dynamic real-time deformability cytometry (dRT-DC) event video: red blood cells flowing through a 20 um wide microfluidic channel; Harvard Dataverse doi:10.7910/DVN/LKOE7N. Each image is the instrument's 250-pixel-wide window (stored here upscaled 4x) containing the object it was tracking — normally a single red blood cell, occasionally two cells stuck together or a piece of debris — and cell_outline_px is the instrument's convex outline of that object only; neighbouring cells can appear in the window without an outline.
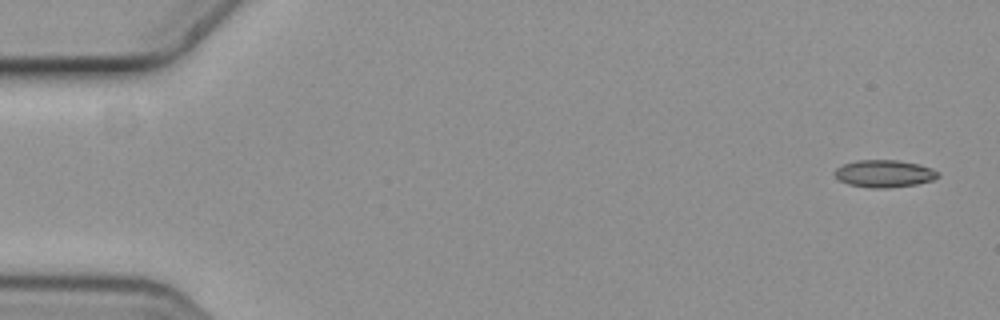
{"species": "common noctule bat (a hibernating species)", "species_latin": "Nyctalus noctula", "temperature_condition": "cold", "stored_images_in_passage": 4, "camera_frame_rate_fps": 3000, "um_per_image_px": 0.085, "animal": {"sex": "female", "body_mass_g": 19.3, "forearm_length_mm": 54.1}, "frame": {"image": 1, "passage_image": 1, "time_ms": 0.0, "image_size_px": [1000, 320], "cell_outline_px": [[940, 176], [932, 180], [916, 184], [884, 188], [872, 188], [848, 184], [840, 180], [832, 172], [836, 168], [844, 164], [856, 160], [900, 160], [920, 164], [932, 168]], "centroid_in_image_um": [75.15, 14.74], "position_along_channel_um": 9.9, "area_um2": 16.42}}